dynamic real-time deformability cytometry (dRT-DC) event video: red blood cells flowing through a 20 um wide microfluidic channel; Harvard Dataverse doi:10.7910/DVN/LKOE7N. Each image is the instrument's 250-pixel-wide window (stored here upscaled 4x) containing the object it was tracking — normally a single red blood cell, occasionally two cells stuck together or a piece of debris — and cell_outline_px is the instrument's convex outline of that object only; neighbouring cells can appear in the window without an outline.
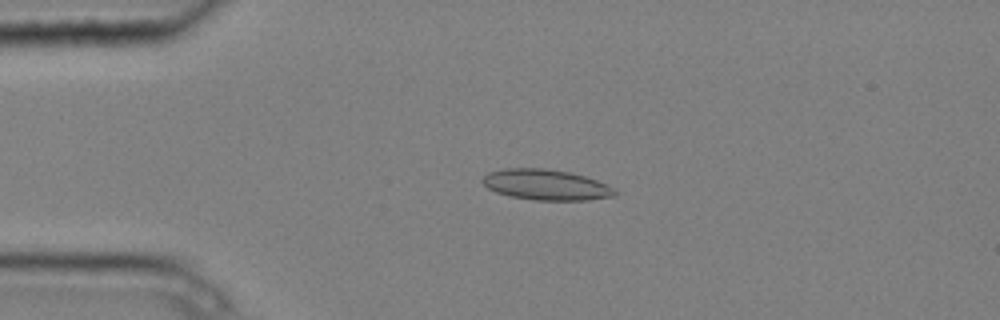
{"species": "common noctule bat (a hibernating species)", "species_latin": "Nyctalus noctula", "temperature_condition": "cold", "stored_images_in_passage": 3, "camera_frame_rate_fps": 3000, "um_per_image_px": 0.085, "animal": {"sex": "male", "body_mass_g": 20.4}, "frame": {"image": 1, "passage_image": 2, "time_ms": 0.333, "image_size_px": [1000, 320], "cell_outline_px": [[620, 192], [616, 196], [588, 200], [532, 200], [512, 196], [496, 192], [488, 188], [480, 180], [488, 172], [504, 168], [548, 168], [568, 172], [584, 176], [596, 180]], "centroid_in_image_um": [46.4, 15.7], "position_along_channel_um": 38.6, "area_um2": 23.64}}